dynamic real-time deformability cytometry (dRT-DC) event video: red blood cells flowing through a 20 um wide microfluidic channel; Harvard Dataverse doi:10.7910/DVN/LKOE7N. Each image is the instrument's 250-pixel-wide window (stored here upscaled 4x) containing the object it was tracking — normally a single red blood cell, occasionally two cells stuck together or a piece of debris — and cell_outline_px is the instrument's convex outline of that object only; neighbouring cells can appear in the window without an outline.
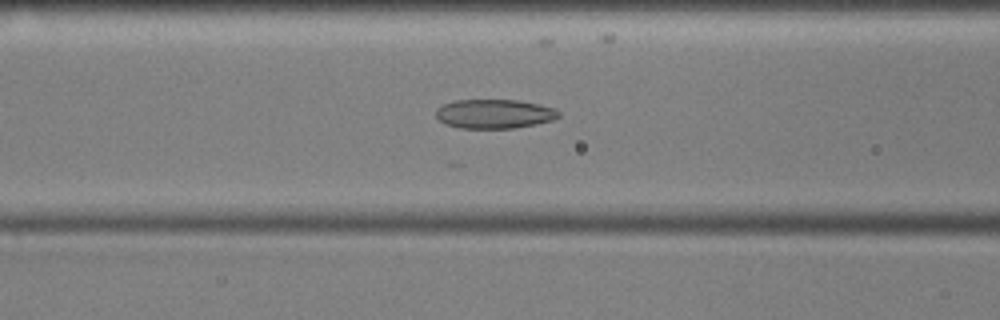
{"species": "common noctule bat (a hibernating species)", "species_latin": "Nyctalus noctula", "temperature_condition": "cold", "stored_images_in_passage": 49, "camera_frame_rate_fps": 3000, "um_per_image_px": 0.085, "animal": {"sex": "male", "body_mass_g": 17.9, "forearm_length_mm": 54.2}, "frame": {"image": 1, "passage_image": 17, "time_ms": 5.333, "image_size_px": [1000, 320], "cell_outline_px": [[560, 116], [552, 120], [536, 124], [516, 128], [460, 128], [444, 124], [436, 116], [436, 108], [452, 100], [516, 100], [540, 104], [556, 108], [560, 112]], "centroid_in_image_um": [42.03, 9.67], "position_along_channel_um": 124.6, "area_um2": 21.04}}
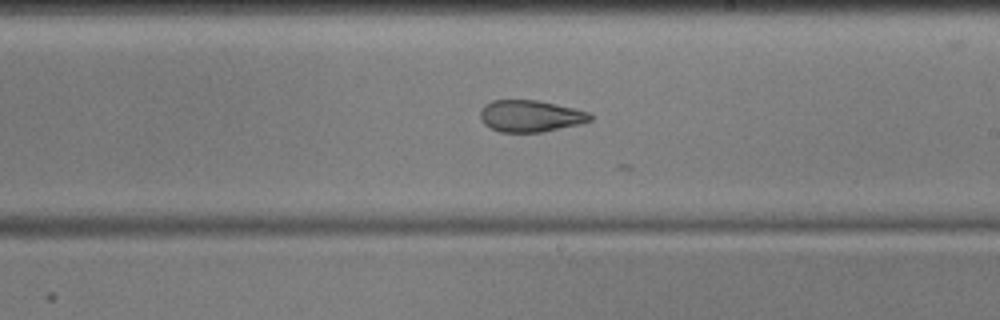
{"frame": {"image": 2, "passage_image": 27, "time_ms": 8.667, "image_size_px": [1000, 320], "cell_outline_px": [[592, 120], [580, 124], [544, 132], [500, 132], [484, 124], [480, 116], [480, 108], [484, 104], [492, 100], [536, 100], [592, 112]], "centroid_in_image_um": [45.09, 9.86], "position_along_channel_um": 243.9, "area_um2": 20.46}}
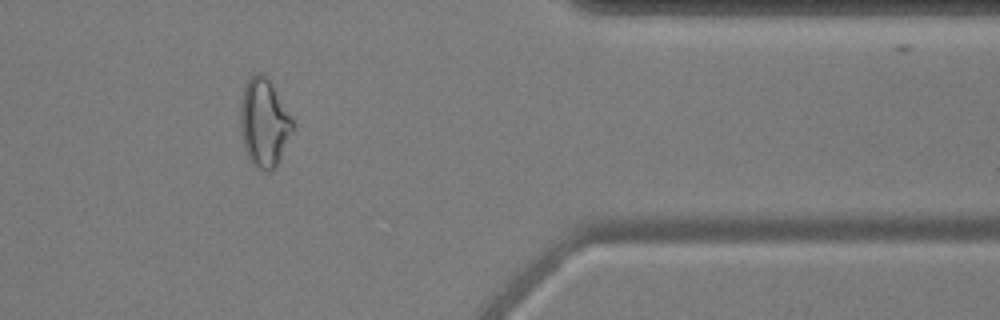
{"frame": {"image": 3, "passage_image": 41, "time_ms": 13.333, "image_size_px": [1000, 320], "cell_outline_px": [[292, 132], [276, 164], [268, 172], [256, 168], [248, 160], [244, 148], [240, 124], [240, 108], [244, 88], [248, 80], [256, 72], [260, 72], [272, 84], [292, 116]], "centroid_in_image_um": [22.42, 10.44], "position_along_channel_um": 389.0, "area_um2": 26.47}, "authors_computed_cell_mechanics": {"area_um2": 23.0622, "velocity_mm_per_s": 3.5829, "shape_relaxation_time_tau1_ms": null, "shape_relaxation_time_tau2_ms": 2.8641, "deformation_change_tau1": null, "deformation_change_tau2": 0.0967}}